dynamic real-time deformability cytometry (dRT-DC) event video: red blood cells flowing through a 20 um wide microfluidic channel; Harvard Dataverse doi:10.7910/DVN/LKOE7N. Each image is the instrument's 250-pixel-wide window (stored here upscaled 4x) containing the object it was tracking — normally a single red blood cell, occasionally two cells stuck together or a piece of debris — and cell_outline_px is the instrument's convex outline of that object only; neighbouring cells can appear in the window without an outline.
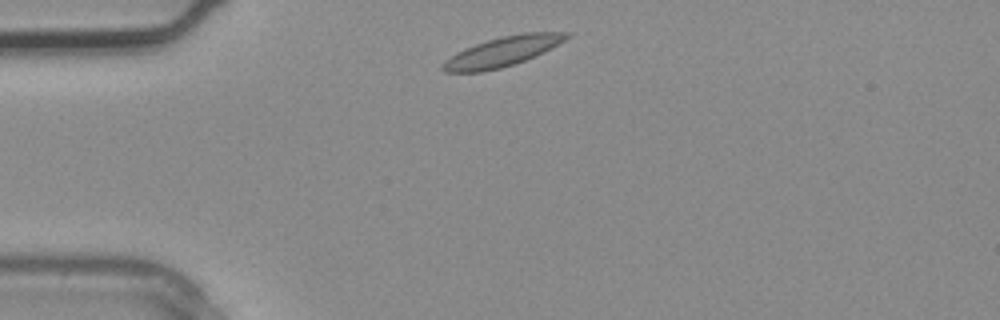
{"species": "common noctule bat (a hibernating species)", "species_latin": "Nyctalus noctula", "temperature_condition": "warm", "stored_images_in_passage": 1, "camera_frame_rate_fps": 3000, "um_per_image_px": 0.085, "animal": {"sex": "male", "body_mass_g": 20.4}, "frame": {"image": 1, "passage_image": 1, "time_ms": 0.0, "image_size_px": [1000, 320], "cell_outline_px": [[572, 36], [524, 60], [500, 68], [480, 72], [444, 72], [440, 68], [452, 56], [476, 44], [488, 40], [504, 36], [524, 32], [572, 32]], "centroid_in_image_um": [42.73, 4.38], "position_along_channel_um": 42.3, "area_um2": 20.52}}